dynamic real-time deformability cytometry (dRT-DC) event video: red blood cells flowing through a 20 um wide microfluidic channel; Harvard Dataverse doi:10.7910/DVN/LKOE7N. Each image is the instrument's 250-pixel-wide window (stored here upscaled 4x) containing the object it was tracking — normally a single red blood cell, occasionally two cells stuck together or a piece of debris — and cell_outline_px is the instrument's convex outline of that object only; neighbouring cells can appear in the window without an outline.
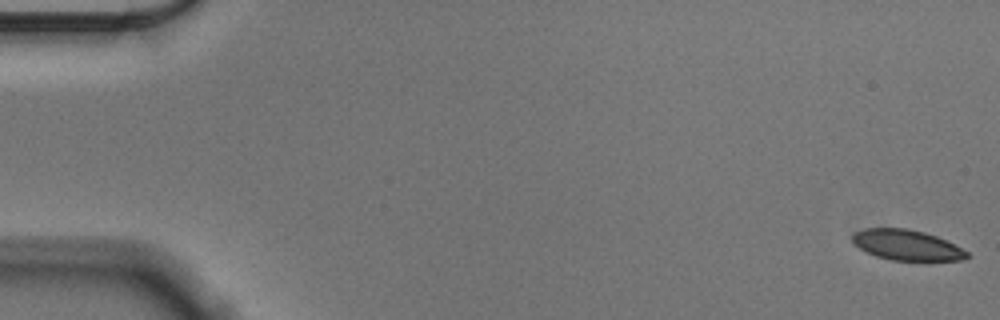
{"species": "Egyptian fruit bat (a non-hibernating species)", "species_latin": "Rousettus aegyptiacus", "temperature_condition": "cold", "stored_images_in_passage": 56, "camera_frame_rate_fps": 3000, "um_per_image_px": 0.085, "animal": {"sex": "male"}, "frame": {"image": 1, "passage_image": 1, "time_ms": 0.0, "image_size_px": [1000, 320], "cell_outline_px": [[968, 256], [964, 260], [892, 260], [876, 256], [860, 248], [852, 240], [852, 236], [856, 232], [864, 228], [904, 228], [924, 232], [936, 236], [968, 252]], "centroid_in_image_um": [77.06, 20.82], "position_along_channel_um": 7.9, "area_um2": 19.88}}
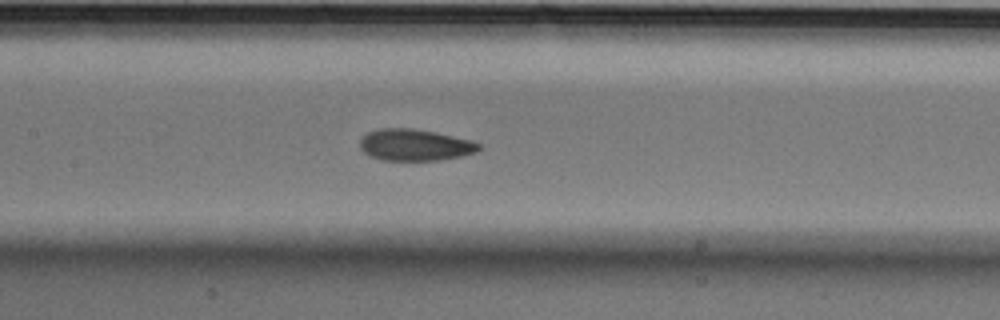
{"frame": {"image": 2, "passage_image": 27, "time_ms": 8.667, "image_size_px": [1000, 320], "cell_outline_px": [[480, 148], [476, 152], [460, 156], [440, 160], [380, 160], [368, 156], [360, 148], [360, 140], [368, 132], [380, 128], [412, 128], [436, 132], [472, 140], [480, 144]], "centroid_in_image_um": [35.25, 12.32], "position_along_channel_um": 172.2, "area_um2": 21.96}}
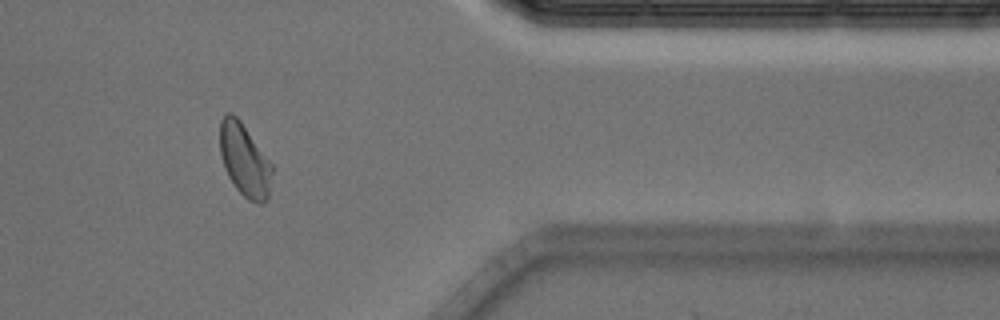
{"frame": {"image": 3, "passage_image": 47, "time_ms": 15.333, "image_size_px": [1000, 320], "cell_outline_px": [[272, 172], [268, 200], [260, 204], [248, 200], [236, 188], [228, 176], [224, 168], [220, 152], [220, 120], [224, 112], [232, 112], [240, 120], [272, 164]], "centroid_in_image_um": [20.77, 13.6], "position_along_channel_um": 390.6, "area_um2": 22.14}, "authors_computed_cell_mechanics": {"area_um2": 22.0507, "velocity_mm_per_s": 3.5661, "shape_relaxation_time_tau1_ms": 4.3595, "shape_relaxation_time_tau2_ms": 1.5918, "deformation_change_tau1": 0.1188, "deformation_change_tau2": 0.0677}}